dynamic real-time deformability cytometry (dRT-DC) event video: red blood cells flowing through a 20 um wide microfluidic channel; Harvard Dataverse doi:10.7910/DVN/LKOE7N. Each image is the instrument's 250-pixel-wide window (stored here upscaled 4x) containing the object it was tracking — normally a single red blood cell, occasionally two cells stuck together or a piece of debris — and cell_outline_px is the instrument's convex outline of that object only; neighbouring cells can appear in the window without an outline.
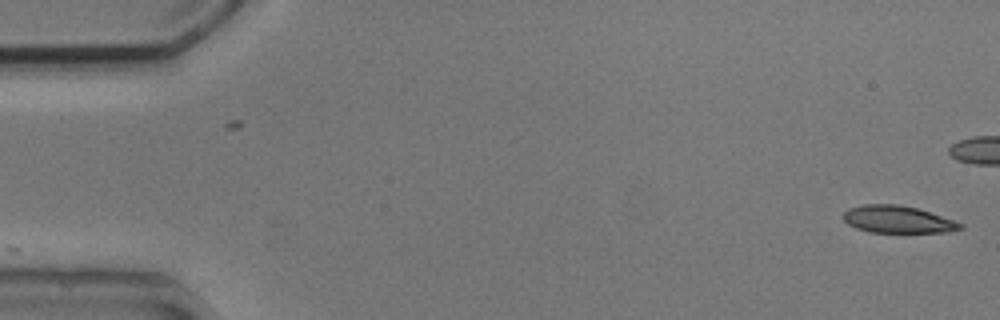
{"species": "common noctule bat (a hibernating species)", "species_latin": "Nyctalus noctula", "temperature_condition": "cold", "stored_images_in_passage": 15, "camera_frame_rate_fps": 3000, "um_per_image_px": 0.085, "animal": {"sex": "male", "body_mass_g": 20.5, "forearm_length_mm": 52.5}, "frame": {"image": 1, "passage_image": 1, "time_ms": 0.0, "image_size_px": [1000, 320], "cell_outline_px": [[964, 228], [948, 232], [868, 232], [856, 228], [848, 224], [840, 216], [848, 208], [864, 204], [896, 204], [916, 208], [964, 224]], "centroid_in_image_um": [76.25, 18.65], "position_along_channel_um": 8.8, "area_um2": 18.5}}